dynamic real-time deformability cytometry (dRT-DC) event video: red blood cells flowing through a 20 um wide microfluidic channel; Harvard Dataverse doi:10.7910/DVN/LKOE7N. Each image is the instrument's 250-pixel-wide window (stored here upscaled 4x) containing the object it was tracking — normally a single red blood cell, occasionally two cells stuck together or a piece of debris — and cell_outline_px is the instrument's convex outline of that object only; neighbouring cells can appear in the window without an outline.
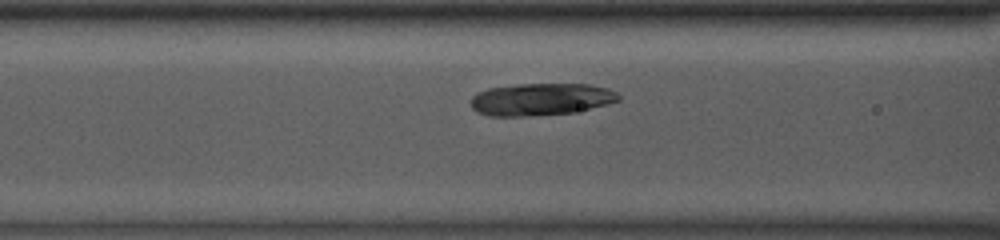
{"species": "common noctule bat (a hibernating species)", "species_latin": "Nyctalus noctula", "temperature_condition": "room temperature", "stored_images_in_passage": 36, "camera_frame_rate_fps": 3000, "um_per_image_px": 0.085, "animal": {"sex": "male", "body_mass_g": 13.0, "forearm_length_mm": 53.1}, "frame": {"image": 1, "passage_image": 7, "time_ms": 2.0, "image_size_px": [1000, 240], "cell_outline_px": [[620, 100], [608, 104], [572, 112], [528, 116], [488, 116], [476, 112], [472, 108], [472, 96], [476, 92], [488, 88], [520, 84], [588, 84], [608, 88], [616, 92], [620, 96]], "centroid_in_image_um": [45.96, 8.44], "position_along_channel_um": 120.6, "area_um2": 27.74}}
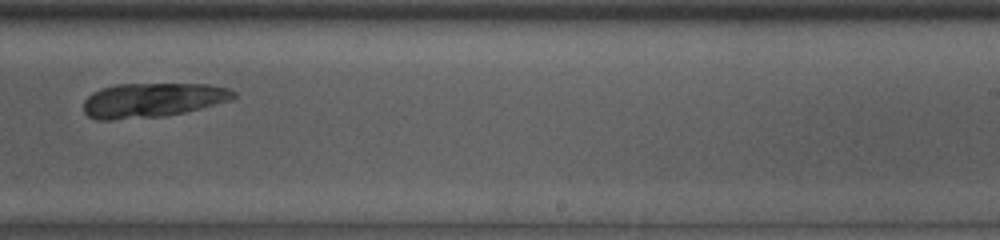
{"frame": {"image": 2, "passage_image": 19, "time_ms": 6.0, "image_size_px": [1000, 240], "cell_outline_px": [[236, 96], [232, 100], [184, 112], [164, 116], [112, 120], [96, 120], [88, 116], [84, 112], [84, 100], [92, 92], [100, 88], [116, 84], [208, 84], [228, 88], [236, 92]], "centroid_in_image_um": [12.93, 8.51], "position_along_channel_um": 276.1, "area_um2": 30.23}}
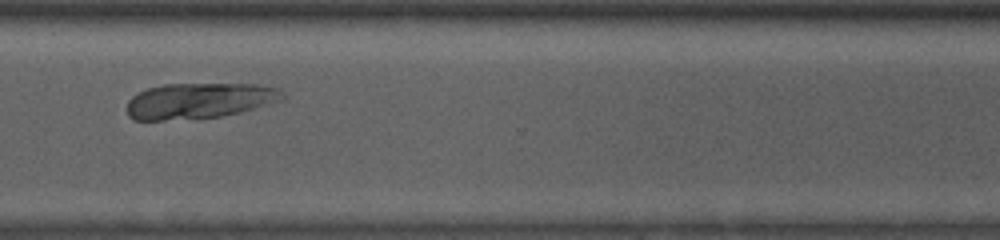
{"frame": {"image": 3, "passage_image": 25, "time_ms": 8.0, "image_size_px": [1000, 240], "cell_outline_px": [[284, 100], [240, 112], [220, 116], [164, 120], [132, 120], [128, 116], [128, 100], [132, 96], [148, 88], [164, 84], [256, 84], [276, 88], [284, 92]], "centroid_in_image_um": [16.94, 8.56], "position_along_channel_um": 353.7, "area_um2": 32.19}}